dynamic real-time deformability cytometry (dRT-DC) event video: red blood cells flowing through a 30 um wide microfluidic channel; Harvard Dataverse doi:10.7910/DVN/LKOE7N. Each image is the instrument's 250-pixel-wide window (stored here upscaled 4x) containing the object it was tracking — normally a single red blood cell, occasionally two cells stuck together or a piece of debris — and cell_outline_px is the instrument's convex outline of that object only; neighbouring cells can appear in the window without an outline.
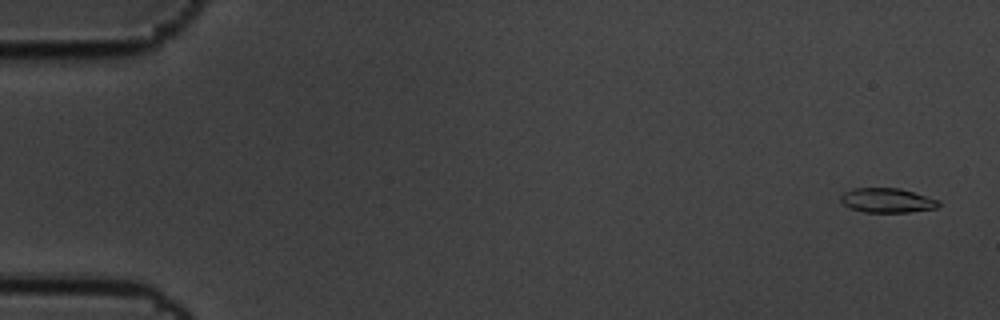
{"species": "common noctule bat (a hibernating species)", "species_latin": "Nyctalus noctula", "temperature_condition": "cold", "stored_images_in_passage": 11, "camera_frame_rate_fps": 3000, "um_per_image_px": 0.085, "animal": {"sex": "male", "body_mass_g": 19.5, "forearm_length_mm": 54.6}, "frame": {"image": 1, "passage_image": 1, "time_ms": 0.0, "image_size_px": [1000, 320], "cell_outline_px": [[940, 204], [936, 208], [908, 212], [864, 212], [848, 208], [840, 200], [840, 196], [844, 192], [852, 188], [900, 188], [940, 200]], "centroid_in_image_um": [75.39, 17.03], "position_along_channel_um": 9.6, "area_um2": 14.05}}
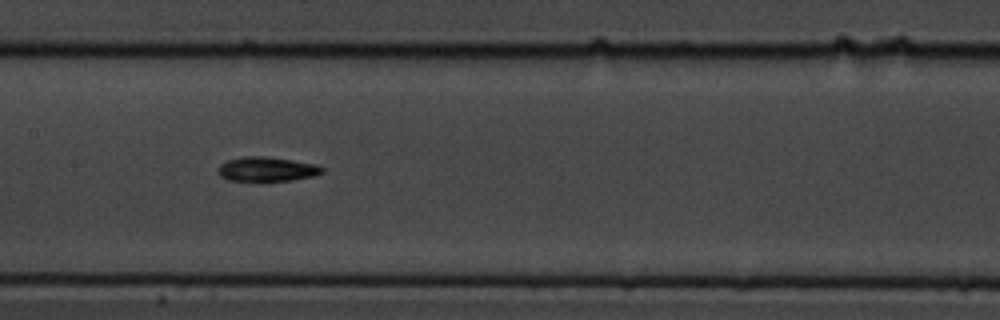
{"frame": {"image": 2, "passage_image": 8, "time_ms": 2.333, "image_size_px": [1000, 320], "cell_outline_px": [[324, 172], [312, 176], [292, 180], [228, 180], [220, 176], [216, 172], [216, 168], [220, 164], [228, 160], [244, 156], [264, 156], [292, 160], [316, 164], [324, 168]], "centroid_in_image_um": [22.65, 14.36], "position_along_channel_um": 184.8, "area_um2": 14.74}}
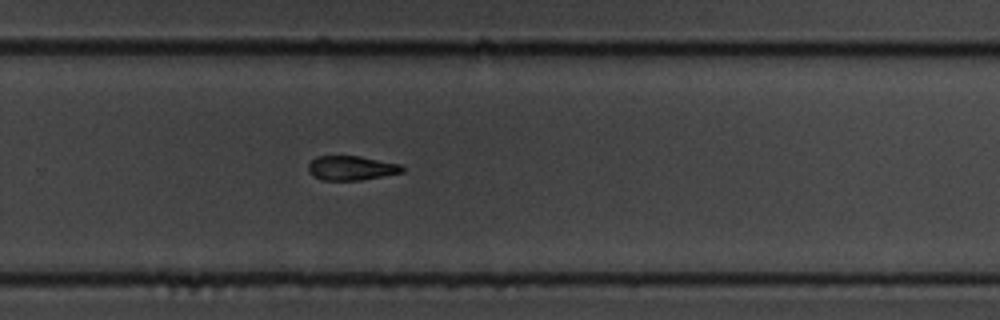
{"frame": {"image": 3, "passage_image": 11, "time_ms": 3.333, "image_size_px": [1000, 320], "cell_outline_px": [[404, 172], [360, 180], [320, 180], [312, 176], [308, 172], [308, 164], [316, 156], [360, 156], [404, 164]], "centroid_in_image_um": [29.88, 14.28], "position_along_channel_um": 299.9, "area_um2": 13.58}}